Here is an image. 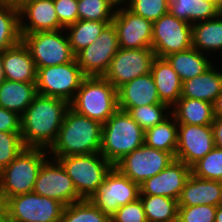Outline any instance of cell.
Masks as SVG:
<instances>
[{"mask_svg":"<svg viewBox=\"0 0 222 222\" xmlns=\"http://www.w3.org/2000/svg\"><path fill=\"white\" fill-rule=\"evenodd\" d=\"M70 103L37 94L21 115V137L26 148L49 150L55 142Z\"/></svg>","mask_w":222,"mask_h":222,"instance_id":"1","label":"cell"},{"mask_svg":"<svg viewBox=\"0 0 222 222\" xmlns=\"http://www.w3.org/2000/svg\"><path fill=\"white\" fill-rule=\"evenodd\" d=\"M102 124L69 108L49 156H70L99 153Z\"/></svg>","mask_w":222,"mask_h":222,"instance_id":"2","label":"cell"},{"mask_svg":"<svg viewBox=\"0 0 222 222\" xmlns=\"http://www.w3.org/2000/svg\"><path fill=\"white\" fill-rule=\"evenodd\" d=\"M144 135L145 131L131 115L118 109L102 124L100 153L114 166L144 144Z\"/></svg>","mask_w":222,"mask_h":222,"instance_id":"3","label":"cell"},{"mask_svg":"<svg viewBox=\"0 0 222 222\" xmlns=\"http://www.w3.org/2000/svg\"><path fill=\"white\" fill-rule=\"evenodd\" d=\"M70 108L104 124L118 110L117 89L103 76H86Z\"/></svg>","mask_w":222,"mask_h":222,"instance_id":"4","label":"cell"},{"mask_svg":"<svg viewBox=\"0 0 222 222\" xmlns=\"http://www.w3.org/2000/svg\"><path fill=\"white\" fill-rule=\"evenodd\" d=\"M48 150L24 148L20 154L0 171V203L16 195L31 193Z\"/></svg>","mask_w":222,"mask_h":222,"instance_id":"5","label":"cell"},{"mask_svg":"<svg viewBox=\"0 0 222 222\" xmlns=\"http://www.w3.org/2000/svg\"><path fill=\"white\" fill-rule=\"evenodd\" d=\"M50 157L60 162L82 199H90L94 195L113 167L100 152Z\"/></svg>","mask_w":222,"mask_h":222,"instance_id":"6","label":"cell"},{"mask_svg":"<svg viewBox=\"0 0 222 222\" xmlns=\"http://www.w3.org/2000/svg\"><path fill=\"white\" fill-rule=\"evenodd\" d=\"M64 205L34 192L8 198L2 205L6 222H60Z\"/></svg>","mask_w":222,"mask_h":222,"instance_id":"7","label":"cell"},{"mask_svg":"<svg viewBox=\"0 0 222 222\" xmlns=\"http://www.w3.org/2000/svg\"><path fill=\"white\" fill-rule=\"evenodd\" d=\"M28 47L36 69L62 65L75 59L65 29L21 34Z\"/></svg>","mask_w":222,"mask_h":222,"instance_id":"8","label":"cell"},{"mask_svg":"<svg viewBox=\"0 0 222 222\" xmlns=\"http://www.w3.org/2000/svg\"><path fill=\"white\" fill-rule=\"evenodd\" d=\"M85 77L86 75L77 64L76 59L62 65L38 68L36 74L37 93L58 97L70 103Z\"/></svg>","mask_w":222,"mask_h":222,"instance_id":"9","label":"cell"},{"mask_svg":"<svg viewBox=\"0 0 222 222\" xmlns=\"http://www.w3.org/2000/svg\"><path fill=\"white\" fill-rule=\"evenodd\" d=\"M139 194V185L113 166L88 200L111 217L120 206L136 201Z\"/></svg>","mask_w":222,"mask_h":222,"instance_id":"10","label":"cell"},{"mask_svg":"<svg viewBox=\"0 0 222 222\" xmlns=\"http://www.w3.org/2000/svg\"><path fill=\"white\" fill-rule=\"evenodd\" d=\"M192 24L169 12L153 22L152 46L156 57L188 50L192 47Z\"/></svg>","mask_w":222,"mask_h":222,"instance_id":"11","label":"cell"},{"mask_svg":"<svg viewBox=\"0 0 222 222\" xmlns=\"http://www.w3.org/2000/svg\"><path fill=\"white\" fill-rule=\"evenodd\" d=\"M173 160L175 157L171 153L143 144L125 155L114 167L134 183L140 185L148 178L164 170Z\"/></svg>","mask_w":222,"mask_h":222,"instance_id":"12","label":"cell"},{"mask_svg":"<svg viewBox=\"0 0 222 222\" xmlns=\"http://www.w3.org/2000/svg\"><path fill=\"white\" fill-rule=\"evenodd\" d=\"M32 192L55 199L64 206L83 200L60 162L50 156L43 162Z\"/></svg>","mask_w":222,"mask_h":222,"instance_id":"13","label":"cell"},{"mask_svg":"<svg viewBox=\"0 0 222 222\" xmlns=\"http://www.w3.org/2000/svg\"><path fill=\"white\" fill-rule=\"evenodd\" d=\"M155 58L151 48H119L103 77L118 89L123 84L150 73Z\"/></svg>","mask_w":222,"mask_h":222,"instance_id":"14","label":"cell"},{"mask_svg":"<svg viewBox=\"0 0 222 222\" xmlns=\"http://www.w3.org/2000/svg\"><path fill=\"white\" fill-rule=\"evenodd\" d=\"M118 49L117 31L110 23L95 42L75 55V59L86 76H103Z\"/></svg>","mask_w":222,"mask_h":222,"instance_id":"15","label":"cell"},{"mask_svg":"<svg viewBox=\"0 0 222 222\" xmlns=\"http://www.w3.org/2000/svg\"><path fill=\"white\" fill-rule=\"evenodd\" d=\"M119 48H151L153 22L130 11L125 5L116 8L113 21Z\"/></svg>","mask_w":222,"mask_h":222,"instance_id":"16","label":"cell"},{"mask_svg":"<svg viewBox=\"0 0 222 222\" xmlns=\"http://www.w3.org/2000/svg\"><path fill=\"white\" fill-rule=\"evenodd\" d=\"M214 147L212 125L178 124L176 160L192 167Z\"/></svg>","mask_w":222,"mask_h":222,"instance_id":"17","label":"cell"},{"mask_svg":"<svg viewBox=\"0 0 222 222\" xmlns=\"http://www.w3.org/2000/svg\"><path fill=\"white\" fill-rule=\"evenodd\" d=\"M190 175L191 167L175 159L164 170L140 184L139 195L165 196L178 200Z\"/></svg>","mask_w":222,"mask_h":222,"instance_id":"18","label":"cell"},{"mask_svg":"<svg viewBox=\"0 0 222 222\" xmlns=\"http://www.w3.org/2000/svg\"><path fill=\"white\" fill-rule=\"evenodd\" d=\"M18 7L20 34L65 29L59 23L53 0H22Z\"/></svg>","mask_w":222,"mask_h":222,"instance_id":"19","label":"cell"},{"mask_svg":"<svg viewBox=\"0 0 222 222\" xmlns=\"http://www.w3.org/2000/svg\"><path fill=\"white\" fill-rule=\"evenodd\" d=\"M118 109L129 112L133 107L162 103L151 73L139 76L117 89Z\"/></svg>","mask_w":222,"mask_h":222,"instance_id":"20","label":"cell"},{"mask_svg":"<svg viewBox=\"0 0 222 222\" xmlns=\"http://www.w3.org/2000/svg\"><path fill=\"white\" fill-rule=\"evenodd\" d=\"M2 63L5 79L36 83L37 69L28 47L22 40L2 52Z\"/></svg>","mask_w":222,"mask_h":222,"instance_id":"21","label":"cell"},{"mask_svg":"<svg viewBox=\"0 0 222 222\" xmlns=\"http://www.w3.org/2000/svg\"><path fill=\"white\" fill-rule=\"evenodd\" d=\"M222 204V182L202 179L192 173L185 182L178 206H196Z\"/></svg>","mask_w":222,"mask_h":222,"instance_id":"22","label":"cell"},{"mask_svg":"<svg viewBox=\"0 0 222 222\" xmlns=\"http://www.w3.org/2000/svg\"><path fill=\"white\" fill-rule=\"evenodd\" d=\"M214 64L204 73L182 82L181 97L214 104L222 92V69Z\"/></svg>","mask_w":222,"mask_h":222,"instance_id":"23","label":"cell"},{"mask_svg":"<svg viewBox=\"0 0 222 222\" xmlns=\"http://www.w3.org/2000/svg\"><path fill=\"white\" fill-rule=\"evenodd\" d=\"M150 73L161 102L171 108L181 97L180 77L165 58L159 57L154 59Z\"/></svg>","mask_w":222,"mask_h":222,"instance_id":"24","label":"cell"},{"mask_svg":"<svg viewBox=\"0 0 222 222\" xmlns=\"http://www.w3.org/2000/svg\"><path fill=\"white\" fill-rule=\"evenodd\" d=\"M171 115L178 124L212 125L215 119L214 104L180 97L172 106Z\"/></svg>","mask_w":222,"mask_h":222,"instance_id":"25","label":"cell"},{"mask_svg":"<svg viewBox=\"0 0 222 222\" xmlns=\"http://www.w3.org/2000/svg\"><path fill=\"white\" fill-rule=\"evenodd\" d=\"M191 37L193 48L216 56L222 50V11L212 19L192 24Z\"/></svg>","mask_w":222,"mask_h":222,"instance_id":"26","label":"cell"},{"mask_svg":"<svg viewBox=\"0 0 222 222\" xmlns=\"http://www.w3.org/2000/svg\"><path fill=\"white\" fill-rule=\"evenodd\" d=\"M208 56L191 47L188 50L170 54L165 59L184 82L199 76L214 64L211 61L213 58Z\"/></svg>","mask_w":222,"mask_h":222,"instance_id":"27","label":"cell"},{"mask_svg":"<svg viewBox=\"0 0 222 222\" xmlns=\"http://www.w3.org/2000/svg\"><path fill=\"white\" fill-rule=\"evenodd\" d=\"M222 7L213 0H169L168 12L189 24L216 17Z\"/></svg>","mask_w":222,"mask_h":222,"instance_id":"28","label":"cell"},{"mask_svg":"<svg viewBox=\"0 0 222 222\" xmlns=\"http://www.w3.org/2000/svg\"><path fill=\"white\" fill-rule=\"evenodd\" d=\"M37 94L36 83L5 79L0 84V107L14 111L21 116Z\"/></svg>","mask_w":222,"mask_h":222,"instance_id":"29","label":"cell"},{"mask_svg":"<svg viewBox=\"0 0 222 222\" xmlns=\"http://www.w3.org/2000/svg\"><path fill=\"white\" fill-rule=\"evenodd\" d=\"M144 144L147 146L169 152L175 157L178 144V123L170 115L162 123L145 131Z\"/></svg>","mask_w":222,"mask_h":222,"instance_id":"30","label":"cell"},{"mask_svg":"<svg viewBox=\"0 0 222 222\" xmlns=\"http://www.w3.org/2000/svg\"><path fill=\"white\" fill-rule=\"evenodd\" d=\"M18 4L0 0V53L21 40Z\"/></svg>","mask_w":222,"mask_h":222,"instance_id":"31","label":"cell"},{"mask_svg":"<svg viewBox=\"0 0 222 222\" xmlns=\"http://www.w3.org/2000/svg\"><path fill=\"white\" fill-rule=\"evenodd\" d=\"M112 22H99L94 20H78L67 26V33L71 50L74 55L95 42L103 29Z\"/></svg>","mask_w":222,"mask_h":222,"instance_id":"32","label":"cell"},{"mask_svg":"<svg viewBox=\"0 0 222 222\" xmlns=\"http://www.w3.org/2000/svg\"><path fill=\"white\" fill-rule=\"evenodd\" d=\"M148 222H177L178 200L165 196L139 195Z\"/></svg>","mask_w":222,"mask_h":222,"instance_id":"33","label":"cell"},{"mask_svg":"<svg viewBox=\"0 0 222 222\" xmlns=\"http://www.w3.org/2000/svg\"><path fill=\"white\" fill-rule=\"evenodd\" d=\"M60 222H111L110 217L103 213L90 200L64 206Z\"/></svg>","mask_w":222,"mask_h":222,"instance_id":"34","label":"cell"},{"mask_svg":"<svg viewBox=\"0 0 222 222\" xmlns=\"http://www.w3.org/2000/svg\"><path fill=\"white\" fill-rule=\"evenodd\" d=\"M79 20L112 22L117 6L111 0H77Z\"/></svg>","mask_w":222,"mask_h":222,"instance_id":"35","label":"cell"},{"mask_svg":"<svg viewBox=\"0 0 222 222\" xmlns=\"http://www.w3.org/2000/svg\"><path fill=\"white\" fill-rule=\"evenodd\" d=\"M128 113L146 131L167 119L171 115V108L165 103L148 104L133 107Z\"/></svg>","mask_w":222,"mask_h":222,"instance_id":"36","label":"cell"},{"mask_svg":"<svg viewBox=\"0 0 222 222\" xmlns=\"http://www.w3.org/2000/svg\"><path fill=\"white\" fill-rule=\"evenodd\" d=\"M191 173L202 179L222 182V149L214 147L191 167Z\"/></svg>","mask_w":222,"mask_h":222,"instance_id":"37","label":"cell"},{"mask_svg":"<svg viewBox=\"0 0 222 222\" xmlns=\"http://www.w3.org/2000/svg\"><path fill=\"white\" fill-rule=\"evenodd\" d=\"M125 6L133 13L154 22L168 13L169 0H130Z\"/></svg>","mask_w":222,"mask_h":222,"instance_id":"38","label":"cell"},{"mask_svg":"<svg viewBox=\"0 0 222 222\" xmlns=\"http://www.w3.org/2000/svg\"><path fill=\"white\" fill-rule=\"evenodd\" d=\"M25 148L21 132H0V171Z\"/></svg>","mask_w":222,"mask_h":222,"instance_id":"39","label":"cell"},{"mask_svg":"<svg viewBox=\"0 0 222 222\" xmlns=\"http://www.w3.org/2000/svg\"><path fill=\"white\" fill-rule=\"evenodd\" d=\"M217 206H178L177 222H215Z\"/></svg>","mask_w":222,"mask_h":222,"instance_id":"40","label":"cell"},{"mask_svg":"<svg viewBox=\"0 0 222 222\" xmlns=\"http://www.w3.org/2000/svg\"><path fill=\"white\" fill-rule=\"evenodd\" d=\"M111 222H148L141 200L120 206L110 217Z\"/></svg>","mask_w":222,"mask_h":222,"instance_id":"41","label":"cell"},{"mask_svg":"<svg viewBox=\"0 0 222 222\" xmlns=\"http://www.w3.org/2000/svg\"><path fill=\"white\" fill-rule=\"evenodd\" d=\"M59 23L66 28L79 20L77 0H53Z\"/></svg>","mask_w":222,"mask_h":222,"instance_id":"42","label":"cell"},{"mask_svg":"<svg viewBox=\"0 0 222 222\" xmlns=\"http://www.w3.org/2000/svg\"><path fill=\"white\" fill-rule=\"evenodd\" d=\"M21 132V116L0 107V132Z\"/></svg>","mask_w":222,"mask_h":222,"instance_id":"43","label":"cell"},{"mask_svg":"<svg viewBox=\"0 0 222 222\" xmlns=\"http://www.w3.org/2000/svg\"><path fill=\"white\" fill-rule=\"evenodd\" d=\"M215 147L222 149V117H215L212 123Z\"/></svg>","mask_w":222,"mask_h":222,"instance_id":"44","label":"cell"},{"mask_svg":"<svg viewBox=\"0 0 222 222\" xmlns=\"http://www.w3.org/2000/svg\"><path fill=\"white\" fill-rule=\"evenodd\" d=\"M214 115L215 117H222V92L214 103Z\"/></svg>","mask_w":222,"mask_h":222,"instance_id":"45","label":"cell"},{"mask_svg":"<svg viewBox=\"0 0 222 222\" xmlns=\"http://www.w3.org/2000/svg\"><path fill=\"white\" fill-rule=\"evenodd\" d=\"M215 222H222V204L217 206Z\"/></svg>","mask_w":222,"mask_h":222,"instance_id":"46","label":"cell"},{"mask_svg":"<svg viewBox=\"0 0 222 222\" xmlns=\"http://www.w3.org/2000/svg\"><path fill=\"white\" fill-rule=\"evenodd\" d=\"M5 80L3 63H2V53H0V84Z\"/></svg>","mask_w":222,"mask_h":222,"instance_id":"47","label":"cell"},{"mask_svg":"<svg viewBox=\"0 0 222 222\" xmlns=\"http://www.w3.org/2000/svg\"><path fill=\"white\" fill-rule=\"evenodd\" d=\"M117 7L126 5L130 0H111Z\"/></svg>","mask_w":222,"mask_h":222,"instance_id":"48","label":"cell"},{"mask_svg":"<svg viewBox=\"0 0 222 222\" xmlns=\"http://www.w3.org/2000/svg\"><path fill=\"white\" fill-rule=\"evenodd\" d=\"M203 1H207V0H203ZM213 1H215L216 3H218L222 7V0H213Z\"/></svg>","mask_w":222,"mask_h":222,"instance_id":"49","label":"cell"},{"mask_svg":"<svg viewBox=\"0 0 222 222\" xmlns=\"http://www.w3.org/2000/svg\"><path fill=\"white\" fill-rule=\"evenodd\" d=\"M6 1H10L12 3L18 4V0H6Z\"/></svg>","mask_w":222,"mask_h":222,"instance_id":"50","label":"cell"},{"mask_svg":"<svg viewBox=\"0 0 222 222\" xmlns=\"http://www.w3.org/2000/svg\"><path fill=\"white\" fill-rule=\"evenodd\" d=\"M2 218V210H1V203H0V219Z\"/></svg>","mask_w":222,"mask_h":222,"instance_id":"51","label":"cell"},{"mask_svg":"<svg viewBox=\"0 0 222 222\" xmlns=\"http://www.w3.org/2000/svg\"><path fill=\"white\" fill-rule=\"evenodd\" d=\"M219 55H220L219 57H221V60H222V50L219 52ZM220 63H222V61Z\"/></svg>","mask_w":222,"mask_h":222,"instance_id":"52","label":"cell"},{"mask_svg":"<svg viewBox=\"0 0 222 222\" xmlns=\"http://www.w3.org/2000/svg\"><path fill=\"white\" fill-rule=\"evenodd\" d=\"M0 222H6L3 218L0 219Z\"/></svg>","mask_w":222,"mask_h":222,"instance_id":"53","label":"cell"}]
</instances>
